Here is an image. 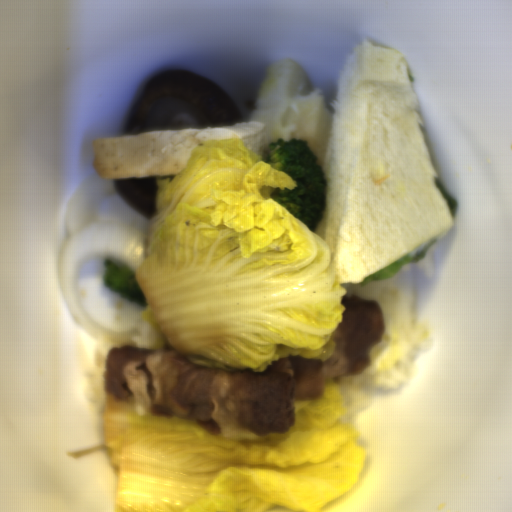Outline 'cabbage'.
<instances>
[{
  "instance_id": "cabbage-2",
  "label": "cabbage",
  "mask_w": 512,
  "mask_h": 512,
  "mask_svg": "<svg viewBox=\"0 0 512 512\" xmlns=\"http://www.w3.org/2000/svg\"><path fill=\"white\" fill-rule=\"evenodd\" d=\"M318 401L294 400L286 433L235 440L195 419L139 415L106 395L102 448L117 470L113 512H323L347 493L367 459L361 434L342 419L343 384Z\"/></svg>"
},
{
  "instance_id": "cabbage-1",
  "label": "cabbage",
  "mask_w": 512,
  "mask_h": 512,
  "mask_svg": "<svg viewBox=\"0 0 512 512\" xmlns=\"http://www.w3.org/2000/svg\"><path fill=\"white\" fill-rule=\"evenodd\" d=\"M155 181L157 211L134 273L156 333L149 349L238 373L335 355L349 291L327 243L272 198L297 188L292 177L234 136L200 142L171 179Z\"/></svg>"
}]
</instances>
